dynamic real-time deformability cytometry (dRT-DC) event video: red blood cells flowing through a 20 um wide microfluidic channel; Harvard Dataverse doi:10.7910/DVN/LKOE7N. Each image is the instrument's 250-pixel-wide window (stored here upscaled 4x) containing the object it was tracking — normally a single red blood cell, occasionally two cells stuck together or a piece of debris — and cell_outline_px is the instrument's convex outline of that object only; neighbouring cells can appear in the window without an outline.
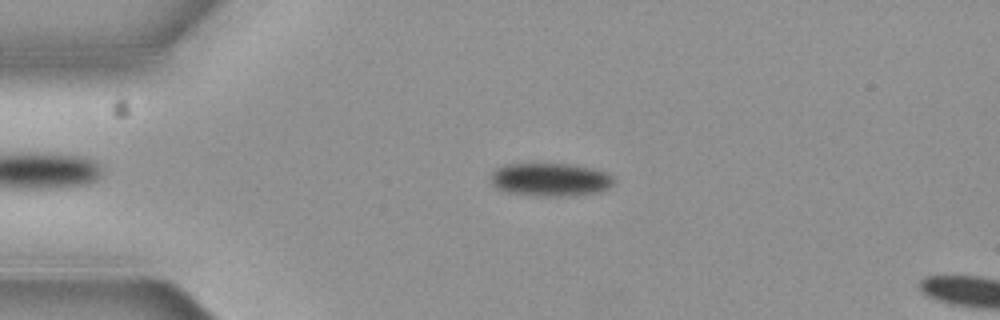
{"species": "common noctule bat (a hibernating species)", "species_latin": "Nyctalus noctula", "temperature_condition": "cold", "stored_images_in_passage": 4, "camera_frame_rate_fps": 3000, "um_per_image_px": 0.085, "animal": {"sex": "female", "body_mass_g": 19.3, "forearm_length_mm": 54.1}, "frame": {"image": 1, "passage_image": 3, "time_ms": 0.667, "image_size_px": [1000, 320], "cell_outline_px": [[612, 184], [604, 192], [576, 196], [544, 196], [508, 192], [496, 188], [492, 184], [492, 172], [496, 168], [504, 164], [568, 164], [592, 168], [604, 172], [612, 176]], "centroid_in_image_um": [46.79, 15.28], "position_along_channel_um": 38.2, "area_um2": 23.81}}